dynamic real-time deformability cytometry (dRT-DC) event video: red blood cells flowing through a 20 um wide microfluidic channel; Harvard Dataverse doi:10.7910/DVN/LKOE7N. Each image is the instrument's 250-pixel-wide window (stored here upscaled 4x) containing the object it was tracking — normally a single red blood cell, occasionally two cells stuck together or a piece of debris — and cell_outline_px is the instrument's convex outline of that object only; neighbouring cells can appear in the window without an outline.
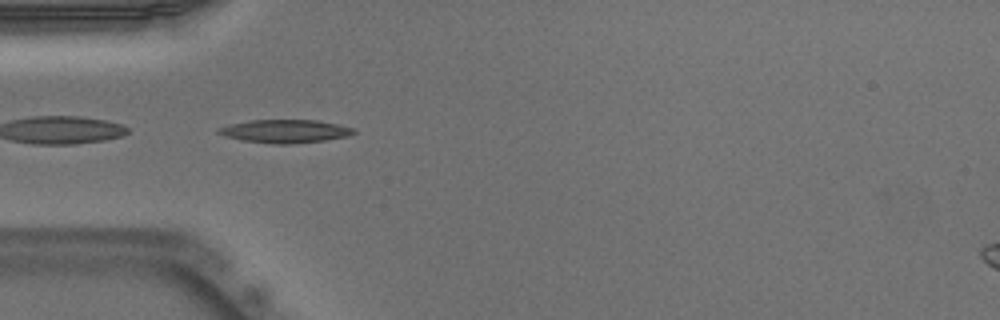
{"species": "Egyptian fruit bat (a non-hibernating species)", "species_latin": "Rousettus aegyptiacus", "temperature_condition": "warm", "stored_images_in_passage": 50, "segment_of_instrument_passage": [2, 2], "camera_frame_rate_fps": 3000, "um_per_image_px": 0.085, "animal": {"sex": "male"}, "frame": {"image": 1, "passage_image": 15, "time_ms": 4.667, "image_size_px": [1000, 320], "cell_outline_px": [[356, 132], [348, 136], [324, 140], [288, 144], [276, 144], [244, 140], [224, 136], [216, 132], [216, 128], [232, 124], [252, 120], [316, 120], [356, 128]], "centroid_in_image_um": [24.24, 11.15], "position_along_channel_um": 60.8, "area_um2": 18.09}}
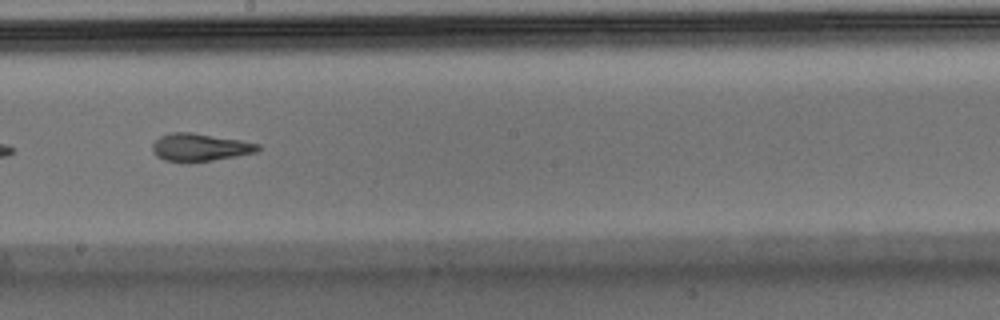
{"frame": {"image": 2, "passage_image": 28, "time_ms": 9.0, "image_size_px": [1000, 320], "cell_outline_px": [[260, 148], [256, 152], [236, 156], [188, 164], [164, 160], [156, 156], [152, 152], [152, 144], [160, 136], [172, 132], [192, 132], [240, 140], [260, 144]], "centroid_in_image_um": [16.94, 12.54], "position_along_channel_um": 231.3, "area_um2": 17.28}}
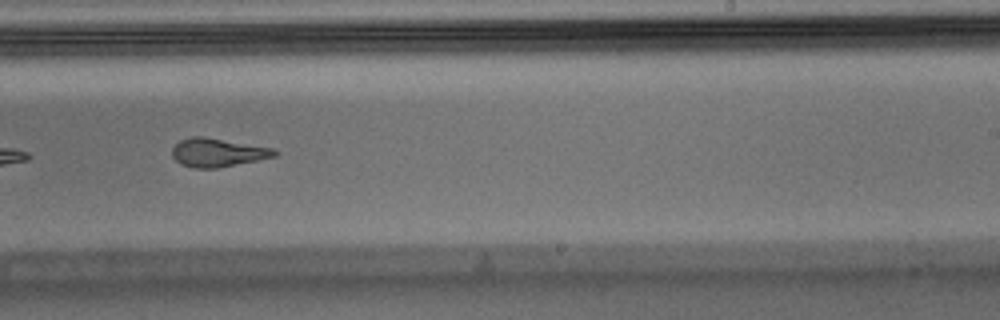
{"frame": {"image": 3, "passage_image": 31, "time_ms": 10.0, "image_size_px": [1000, 320], "cell_outline_px": [[280, 152], [276, 156], [216, 168], [196, 168], [180, 164], [172, 156], [172, 148], [180, 140], [192, 136], [204, 136], [272, 148]], "centroid_in_image_um": [18.48, 12.95], "position_along_channel_um": 270.5, "area_um2": 16.88}}